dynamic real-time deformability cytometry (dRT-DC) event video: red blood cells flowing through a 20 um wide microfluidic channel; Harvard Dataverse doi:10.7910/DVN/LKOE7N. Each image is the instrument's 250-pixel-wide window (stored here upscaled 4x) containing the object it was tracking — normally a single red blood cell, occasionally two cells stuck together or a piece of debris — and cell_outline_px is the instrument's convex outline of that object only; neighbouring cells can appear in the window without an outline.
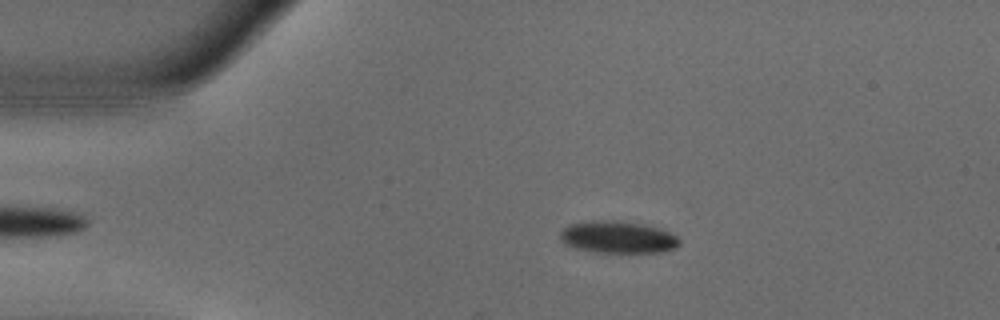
{"species": "common noctule bat (a hibernating species)", "species_latin": "Nyctalus noctula", "temperature_condition": "warm", "stored_images_in_passage": 41, "camera_frame_rate_fps": 3000, "um_per_image_px": 0.085, "animal": {"sex": "male", "body_mass_g": 18.8}, "frame": {"image": 1, "passage_image": 4, "time_ms": 1.0, "image_size_px": [1000, 320], "cell_outline_px": [[680, 244], [676, 248], [664, 252], [600, 252], [576, 248], [564, 244], [560, 240], [560, 232], [568, 224], [584, 220], [620, 220], [644, 224], [668, 232], [676, 236], [680, 240]], "centroid_in_image_um": [52.48, 20.14], "position_along_channel_um": 32.5, "area_um2": 22.48}}
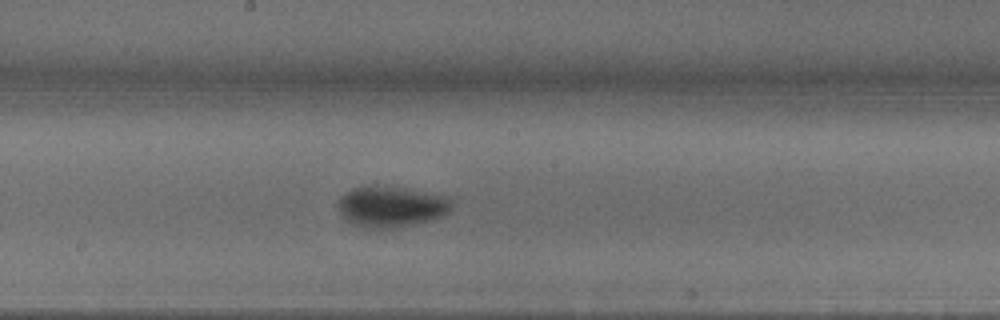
{"frame": {"image": 2, "passage_image": 22, "time_ms": 7.0, "image_size_px": [1000, 320], "cell_outline_px": [[452, 208], [444, 216], [396, 228], [364, 228], [352, 224], [340, 212], [340, 196], [352, 188], [368, 184], [376, 184], [408, 188], [448, 196], [452, 204]], "centroid_in_image_um": [33.27, 17.53], "position_along_channel_um": 214.9, "area_um2": 27.4}}
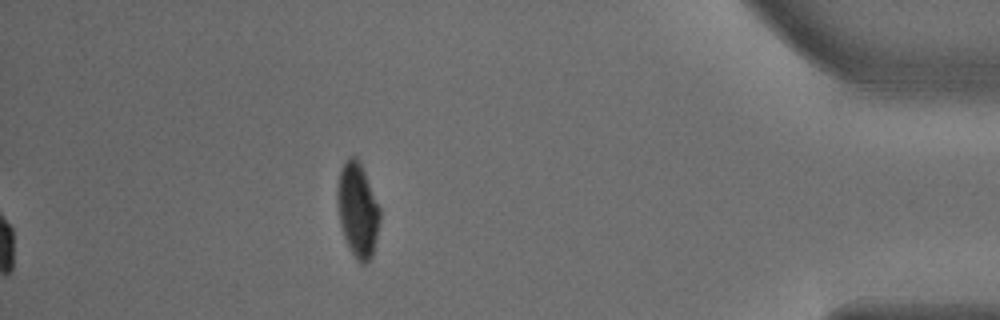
{"frame": {"image": 3, "passage_image": 41, "time_ms": 13.333, "image_size_px": [1000, 320], "cell_outline_px": [[380, 220], [372, 256], [368, 264], [360, 264], [356, 260], [344, 236], [340, 224], [336, 192], [340, 172], [348, 156], [356, 156], [364, 172], [380, 208]], "centroid_in_image_um": [30.4, 17.88], "position_along_channel_um": 404.8, "area_um2": 23.06}, "authors_computed_cell_mechanics": {"area_um2": 25.143, "velocity_mm_per_s": 3.7441, "shape_relaxation_time_tau1_ms": 3.575, "shape_relaxation_time_tau2_ms": null, "deformation_change_tau1": 0.1621, "deformation_change_tau2": null}}